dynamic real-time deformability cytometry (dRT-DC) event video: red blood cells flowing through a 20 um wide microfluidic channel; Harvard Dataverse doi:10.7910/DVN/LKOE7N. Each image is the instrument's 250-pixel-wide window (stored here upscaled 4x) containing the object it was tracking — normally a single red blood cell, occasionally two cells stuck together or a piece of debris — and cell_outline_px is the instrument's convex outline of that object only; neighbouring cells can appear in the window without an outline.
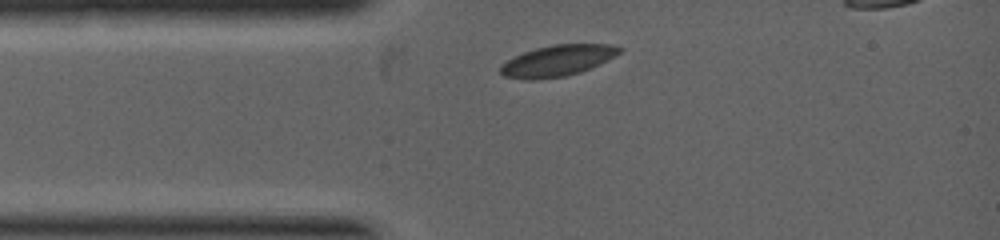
{"species": "common noctule bat (a hibernating species)", "species_latin": "Nyctalus noctula", "temperature_condition": "warm", "stored_images_in_passage": 1, "camera_frame_rate_fps": 5000, "um_per_image_px": 0.085, "animal": {"sex": "female", "body_mass_g": 19.0, "forearm_length_mm": 53.3}, "frame": {"image": 1, "passage_image": 1, "time_ms": 0.0, "image_size_px": [1000, 240], "cell_outline_px": [[624, 48], [620, 52], [580, 72], [564, 76], [532, 80], [528, 80], [504, 76], [500, 72], [500, 68], [508, 60], [524, 52], [536, 48], [552, 44], [612, 44]], "centroid_in_image_um": [47.36, 5.14], "position_along_channel_um": 37.6, "area_um2": 21.04}}